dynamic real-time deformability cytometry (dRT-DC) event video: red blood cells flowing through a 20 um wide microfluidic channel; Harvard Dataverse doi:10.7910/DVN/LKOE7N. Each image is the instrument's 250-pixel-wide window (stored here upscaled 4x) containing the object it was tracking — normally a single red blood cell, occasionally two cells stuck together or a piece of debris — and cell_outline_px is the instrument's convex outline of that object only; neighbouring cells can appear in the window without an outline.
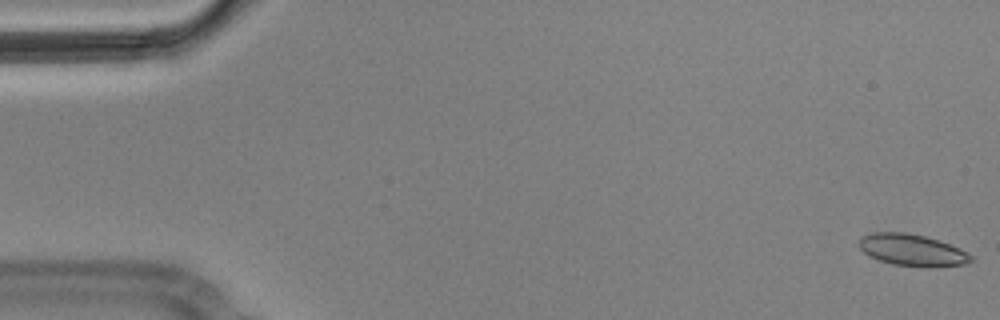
{"species": "Egyptian fruit bat (a non-hibernating species)", "species_latin": "Rousettus aegyptiacus", "temperature_condition": "cold", "stored_images_in_passage": 15, "camera_frame_rate_fps": 3000, "um_per_image_px": 0.085, "animal": {"sex": "male"}, "frame": {"image": 1, "passage_image": 1, "time_ms": 0.0, "image_size_px": [1000, 320], "cell_outline_px": [[972, 260], [964, 264], [928, 268], [892, 264], [868, 256], [860, 248], [860, 236], [872, 232], [904, 232], [924, 236], [940, 240], [960, 248], [968, 252], [972, 256]], "centroid_in_image_um": [77.54, 21.26], "position_along_channel_um": 7.5, "area_um2": 20.87}}
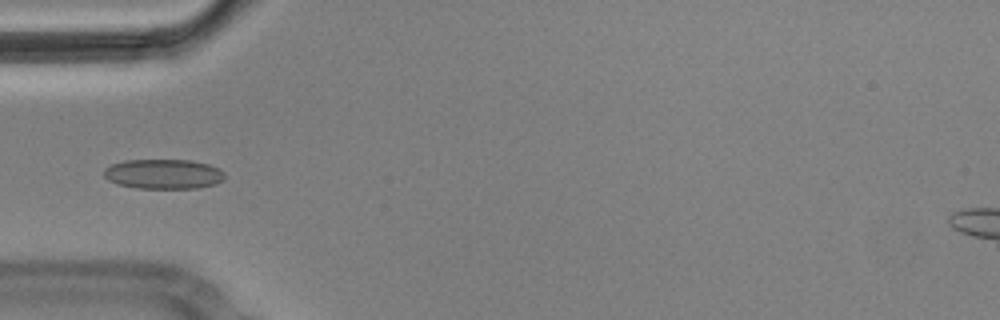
{"frame": {"image": 2, "passage_image": 5, "time_ms": 1.333, "image_size_px": [1000, 320], "cell_outline_px": [[224, 180], [216, 184], [200, 188], [136, 188], [116, 184], [108, 180], [104, 176], [104, 168], [112, 164], [124, 160], [192, 160], [208, 164], [220, 168], [224, 172]], "centroid_in_image_um": [13.91, 14.79], "position_along_channel_um": 71.1, "area_um2": 21.21}}